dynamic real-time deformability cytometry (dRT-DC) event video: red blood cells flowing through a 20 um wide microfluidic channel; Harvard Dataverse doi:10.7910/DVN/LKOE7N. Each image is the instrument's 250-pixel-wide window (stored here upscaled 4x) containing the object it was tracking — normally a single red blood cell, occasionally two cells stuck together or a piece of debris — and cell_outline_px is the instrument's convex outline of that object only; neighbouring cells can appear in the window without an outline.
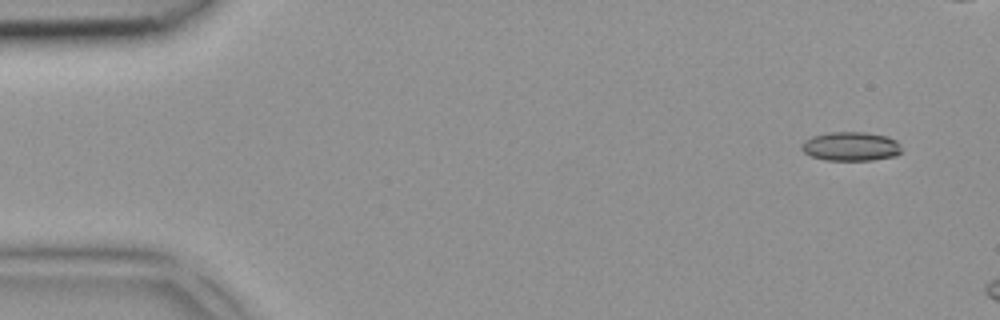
{"species": "common noctule bat (a hibernating species)", "species_latin": "Nyctalus noctula", "temperature_condition": "room temperature", "stored_images_in_passage": 5, "camera_frame_rate_fps": 3000, "um_per_image_px": 0.085, "animal": {"sex": "female", "body_mass_g": 18.4}, "frame": {"image": 1, "passage_image": 1, "time_ms": 0.0, "image_size_px": [1000, 320], "cell_outline_px": [[900, 152], [896, 156], [872, 160], [824, 160], [812, 156], [804, 152], [800, 148], [800, 144], [804, 140], [812, 136], [828, 132], [868, 132], [888, 136], [896, 140], [900, 144]], "centroid_in_image_um": [72.31, 12.43], "position_along_channel_um": 12.7, "area_um2": 17.11}}